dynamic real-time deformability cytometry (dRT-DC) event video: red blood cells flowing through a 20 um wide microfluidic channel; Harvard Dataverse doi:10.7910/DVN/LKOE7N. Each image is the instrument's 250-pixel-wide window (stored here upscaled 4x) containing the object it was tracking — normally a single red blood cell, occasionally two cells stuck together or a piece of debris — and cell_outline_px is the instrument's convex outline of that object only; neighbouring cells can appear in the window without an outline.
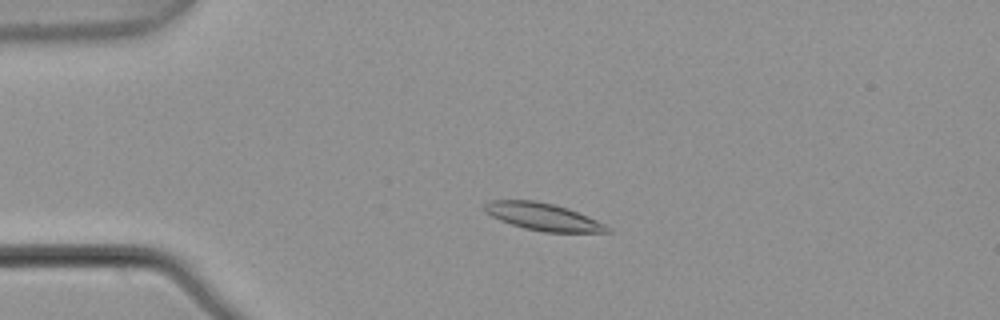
{"species": "common noctule bat (a hibernating species)", "species_latin": "Nyctalus noctula", "temperature_condition": "warm", "stored_images_in_passage": 5, "camera_frame_rate_fps": 3000, "um_per_image_px": 0.085, "animal": {"sex": "male", "body_mass_g": 21.5, "forearm_length_mm": 52.0}, "frame": {"image": 1, "passage_image": 4, "time_ms": 1.0, "image_size_px": [1000, 320], "cell_outline_px": [[612, 232], [544, 232], [524, 228], [500, 220], [484, 212], [484, 204], [488, 200], [536, 200], [568, 208], [588, 216], [612, 228]], "centroid_in_image_um": [46.15, 18.42], "position_along_channel_um": 38.9, "area_um2": 19.54}}